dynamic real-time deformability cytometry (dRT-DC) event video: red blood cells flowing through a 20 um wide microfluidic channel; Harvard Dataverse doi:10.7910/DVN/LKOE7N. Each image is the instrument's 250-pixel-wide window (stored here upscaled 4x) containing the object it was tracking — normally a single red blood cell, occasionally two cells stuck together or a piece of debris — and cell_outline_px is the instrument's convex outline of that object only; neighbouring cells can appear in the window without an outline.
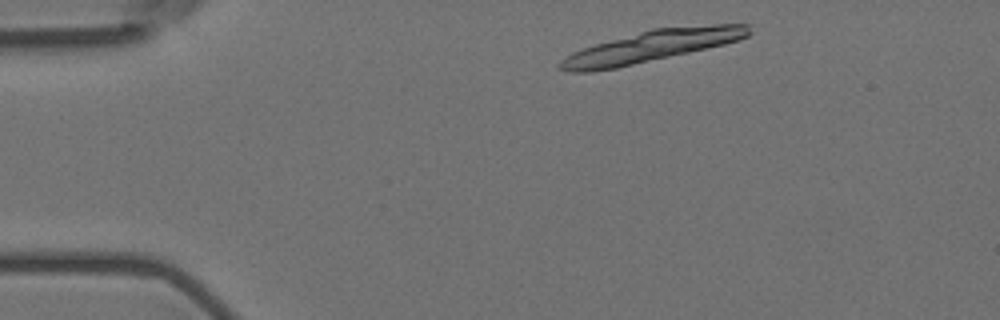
{"species": "Egyptian fruit bat (a non-hibernating species)", "species_latin": "Rousettus aegyptiacus", "temperature_condition": "room temperature", "stored_images_in_passage": 13, "camera_frame_rate_fps": 3000, "um_per_image_px": 0.085, "animal": {"sex": "female"}, "frame": {"image": 1, "passage_image": 1, "time_ms": 0.0, "image_size_px": [1000, 320], "cell_outline_px": [[752, 32], [748, 36], [740, 40], [724, 44], [616, 68], [592, 72], [568, 72], [560, 68], [556, 64], [560, 60], [572, 52], [596, 44], [652, 28], [712, 24], [748, 24]], "centroid_in_image_um": [55.38, 3.92], "position_along_channel_um": 29.6, "area_um2": 34.45}}